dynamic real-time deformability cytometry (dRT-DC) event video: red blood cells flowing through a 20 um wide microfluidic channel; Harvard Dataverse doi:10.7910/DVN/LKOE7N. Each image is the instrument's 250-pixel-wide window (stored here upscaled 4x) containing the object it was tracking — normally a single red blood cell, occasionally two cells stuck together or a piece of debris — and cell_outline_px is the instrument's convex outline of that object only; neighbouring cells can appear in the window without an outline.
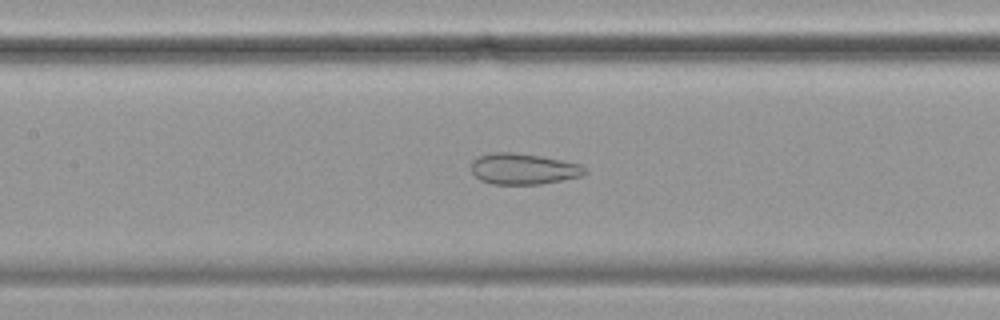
{"species": "common noctule bat (a hibernating species)", "species_latin": "Nyctalus noctula", "temperature_condition": "cold", "stored_images_in_passage": 55, "camera_frame_rate_fps": 3000, "um_per_image_px": 0.085, "animal": {"sex": "female", "body_mass_g": 19.9}, "frame": {"image": 1, "passage_image": 26, "time_ms": 8.333, "image_size_px": [1000, 320], "cell_outline_px": [[588, 172], [580, 176], [540, 184], [492, 184], [480, 180], [472, 172], [472, 160], [476, 156], [492, 152], [512, 152], [540, 156], [580, 164]], "centroid_in_image_um": [44.44, 14.35], "position_along_channel_um": 163.0, "area_um2": 20.4}}
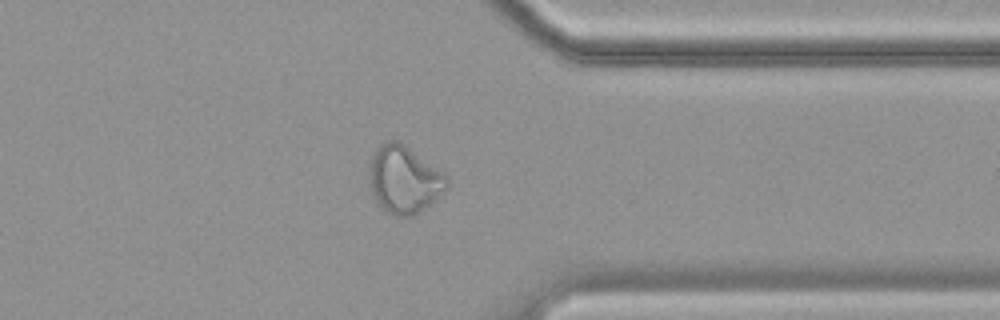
{"frame": {"image": 2, "passage_image": 45, "time_ms": 14.667, "image_size_px": [1000, 320], "cell_outline_px": [[448, 188], [420, 212], [412, 216], [396, 216], [388, 212], [376, 204], [372, 196], [368, 176], [368, 168], [372, 152], [380, 144], [388, 140], [400, 140], [444, 172], [448, 176]], "centroid_in_image_um": [34.32, 15.23], "position_along_channel_um": 377.1, "area_um2": 31.21}}
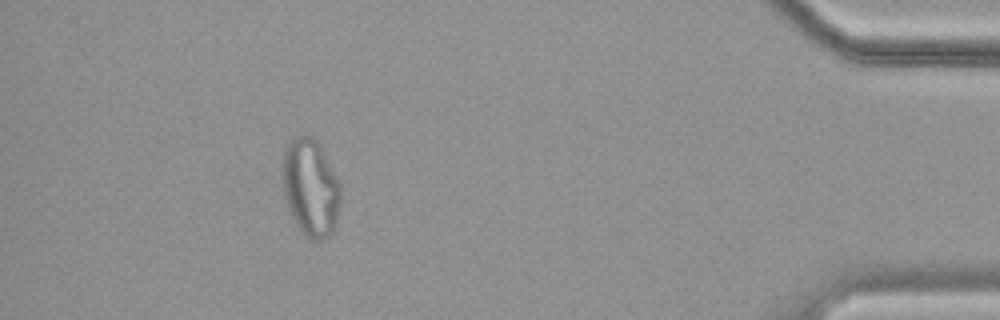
{"frame": {"image": 3, "passage_image": 52, "time_ms": 17.0, "image_size_px": [1000, 320], "cell_outline_px": [[340, 204], [336, 224], [332, 232], [328, 236], [320, 240], [312, 240], [304, 236], [296, 224], [292, 216], [284, 192], [284, 152], [288, 140], [296, 136], [312, 136], [316, 140], [336, 176], [340, 184]], "centroid_in_image_um": [26.42, 15.97], "position_along_channel_um": 408.8, "area_um2": 32.43}, "authors_computed_cell_mechanics": {"area_um2": 29.0156, "velocity_mm_per_s": 3.4721, "shape_relaxation_time_tau1_ms": null, "shape_relaxation_time_tau2_ms": 1.1537, "deformation_change_tau1": null, "deformation_change_tau2": 0.0812}}